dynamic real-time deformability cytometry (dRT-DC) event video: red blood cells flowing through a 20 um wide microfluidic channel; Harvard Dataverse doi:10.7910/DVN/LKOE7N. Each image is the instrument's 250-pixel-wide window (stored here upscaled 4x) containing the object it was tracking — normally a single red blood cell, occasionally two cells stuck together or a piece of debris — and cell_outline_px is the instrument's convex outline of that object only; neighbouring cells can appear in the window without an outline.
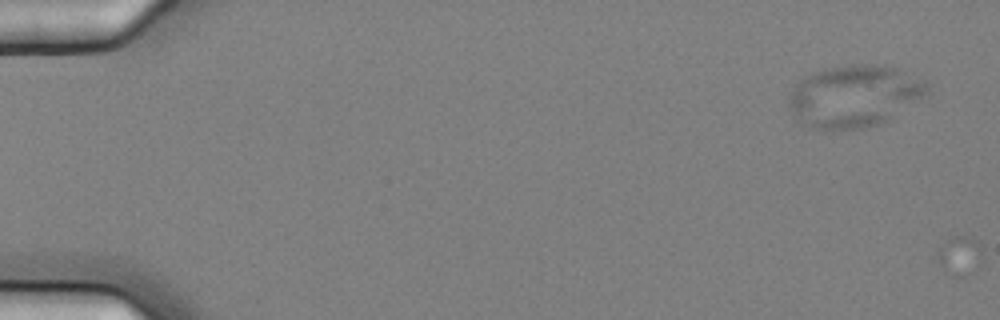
{"species": "common noctule bat (a hibernating species)", "species_latin": "Nyctalus noctula", "temperature_condition": "cold", "stored_images_in_passage": 2, "camera_frame_rate_fps": 3000, "um_per_image_px": 0.085, "animal": {"sex": "female", "body_mass_g": 25.1}, "frame": {"image": 1, "passage_image": 1, "time_ms": 0.0, "image_size_px": [1000, 320], "cell_outline_px": [[928, 88], [924, 96], [888, 120], [864, 128], [824, 132], [804, 124], [792, 112], [788, 104], [788, 100], [796, 84], [804, 76], [812, 72], [824, 68], [852, 64], [884, 64], [900, 68], [924, 80]], "centroid_in_image_um": [72.6, 8.16], "position_along_channel_um": 12.4, "area_um2": 50.34}}